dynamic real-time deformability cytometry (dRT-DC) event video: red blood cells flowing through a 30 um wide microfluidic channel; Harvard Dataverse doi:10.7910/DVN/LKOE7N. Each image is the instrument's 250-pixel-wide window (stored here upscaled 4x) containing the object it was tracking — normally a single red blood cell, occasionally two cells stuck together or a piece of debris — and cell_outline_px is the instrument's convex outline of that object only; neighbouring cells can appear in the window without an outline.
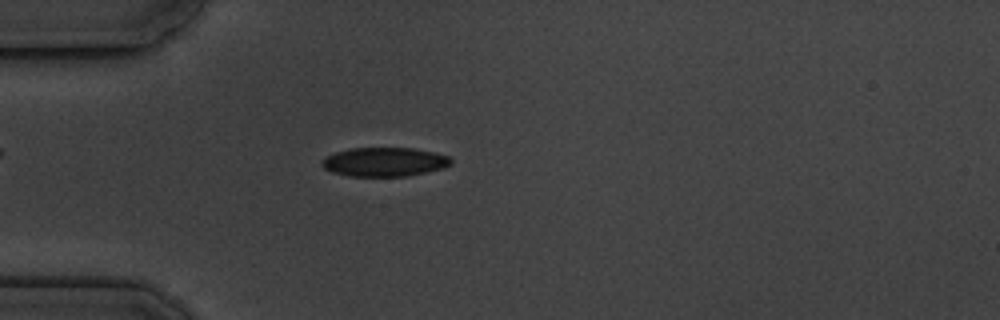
{"species": "common noctule bat (a hibernating species)", "species_latin": "Nyctalus noctula", "temperature_condition": "cold", "stored_images_in_passage": 4, "camera_frame_rate_fps": 3000, "um_per_image_px": 0.085, "animal": {"sex": "male", "body_mass_g": 19.5, "forearm_length_mm": 54.6}, "frame": {"image": 1, "passage_image": 4, "time_ms": 3.333, "image_size_px": [1000, 320], "cell_outline_px": [[452, 164], [444, 168], [404, 176], [348, 176], [332, 172], [324, 168], [320, 164], [328, 156], [336, 152], [352, 148], [412, 148], [432, 152], [448, 156], [452, 160]], "centroid_in_image_um": [32.68, 13.76], "position_along_channel_um": 52.3, "area_um2": 21.56}}